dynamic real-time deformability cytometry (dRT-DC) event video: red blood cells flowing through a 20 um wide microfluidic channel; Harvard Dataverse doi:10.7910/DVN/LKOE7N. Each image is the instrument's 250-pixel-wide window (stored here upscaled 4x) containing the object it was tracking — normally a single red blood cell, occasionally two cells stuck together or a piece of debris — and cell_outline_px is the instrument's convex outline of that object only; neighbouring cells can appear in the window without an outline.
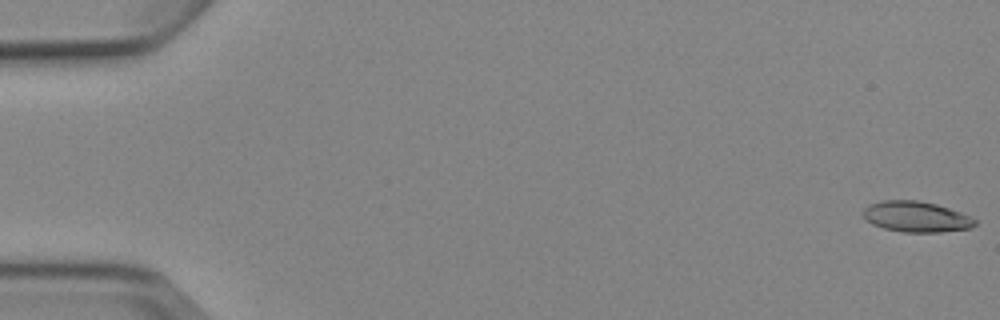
{"species": "Egyptian fruit bat (a non-hibernating species)", "species_latin": "Rousettus aegyptiacus", "temperature_condition": "cold", "stored_images_in_passage": 5, "camera_frame_rate_fps": 3000, "um_per_image_px": 0.085, "animal": {"sex": "female"}, "frame": {"image": 1, "passage_image": 1, "time_ms": 0.0, "image_size_px": [1000, 320], "cell_outline_px": [[976, 224], [972, 228], [940, 232], [904, 232], [884, 228], [872, 224], [860, 212], [868, 204], [880, 200], [920, 200], [936, 204], [960, 212], [976, 220]], "centroid_in_image_um": [77.84, 18.41], "position_along_channel_um": 7.2, "area_um2": 20.06}}
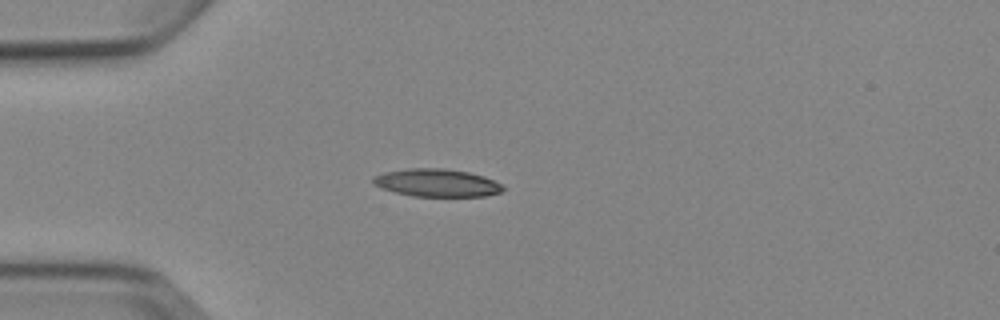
{"frame": {"image": 2, "passage_image": 5, "time_ms": 4.667, "image_size_px": [1000, 320], "cell_outline_px": [[504, 188], [500, 192], [484, 196], [412, 196], [380, 188], [372, 184], [372, 176], [384, 172], [408, 168], [444, 168], [468, 172], [484, 176], [504, 184]], "centroid_in_image_um": [37.11, 15.53], "position_along_channel_um": 47.9, "area_um2": 21.15}}